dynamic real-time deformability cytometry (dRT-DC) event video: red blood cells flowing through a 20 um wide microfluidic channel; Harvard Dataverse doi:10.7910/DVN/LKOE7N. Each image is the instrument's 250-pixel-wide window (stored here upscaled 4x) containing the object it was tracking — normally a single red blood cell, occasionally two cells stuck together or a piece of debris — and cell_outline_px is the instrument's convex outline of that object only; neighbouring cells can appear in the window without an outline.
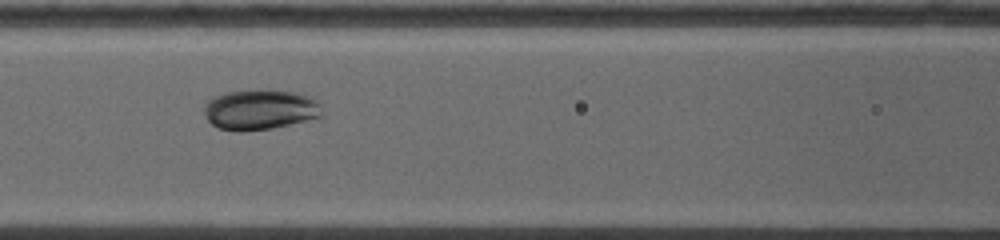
{"species": "common noctule bat (a hibernating species)", "species_latin": "Nyctalus noctula", "temperature_condition": "warm", "stored_images_in_passage": 7, "camera_frame_rate_fps": 5000, "um_per_image_px": 0.085, "animal": {"sex": "female", "body_mass_g": 19.0, "forearm_length_mm": 53.3}, "frame": {"image": 1, "passage_image": 6, "time_ms": 4.2, "image_size_px": [1000, 240], "cell_outline_px": [[324, 116], [272, 128], [244, 132], [236, 132], [220, 128], [212, 124], [204, 116], [204, 104], [212, 96], [224, 92], [304, 92], [312, 96], [320, 104]], "centroid_in_image_um": [22.11, 9.35], "position_along_channel_um": 144.5, "area_um2": 27.51}}
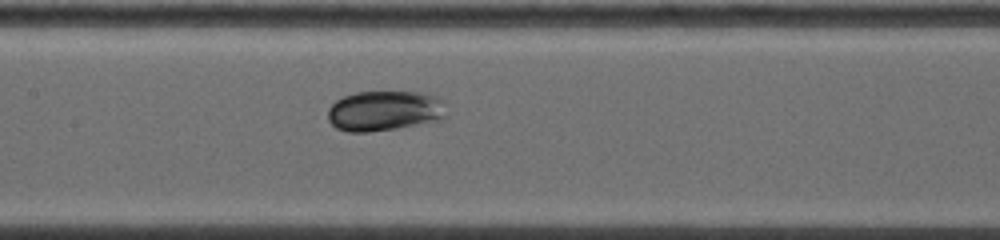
{"frame": {"image": 2, "passage_image": 7, "time_ms": 5.0, "image_size_px": [1000, 240], "cell_outline_px": [[444, 120], [396, 128], [368, 132], [348, 132], [336, 128], [328, 120], [328, 108], [336, 100], [344, 96], [356, 92], [428, 92], [436, 96], [440, 100], [444, 116]], "centroid_in_image_um": [32.65, 9.42], "position_along_channel_um": 174.8, "area_um2": 27.74}}